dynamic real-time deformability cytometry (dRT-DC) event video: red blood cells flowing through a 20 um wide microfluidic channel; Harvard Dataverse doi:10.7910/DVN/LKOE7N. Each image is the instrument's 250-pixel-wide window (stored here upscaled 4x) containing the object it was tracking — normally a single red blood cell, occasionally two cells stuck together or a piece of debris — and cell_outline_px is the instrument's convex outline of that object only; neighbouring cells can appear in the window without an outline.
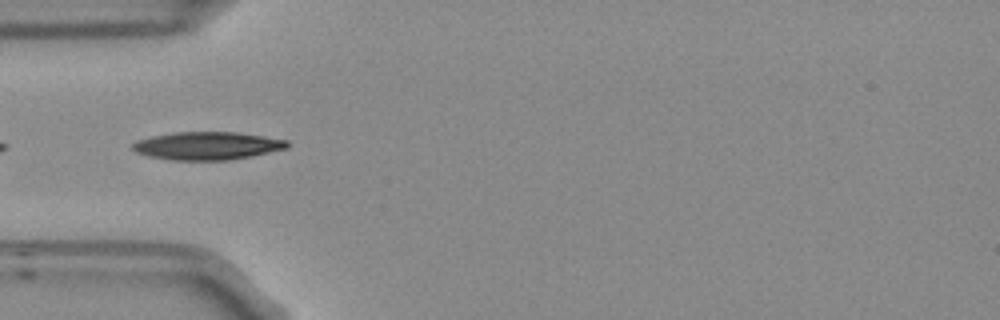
{"species": "Egyptian fruit bat (a non-hibernating species)", "species_latin": "Rousettus aegyptiacus", "temperature_condition": "room temperature", "stored_images_in_passage": 5, "camera_frame_rate_fps": 3000, "um_per_image_px": 0.085, "frame": {"image": 1, "passage_image": 2, "time_ms": 0.333, "image_size_px": [1000, 320], "cell_outline_px": [[288, 148], [228, 160], [172, 160], [148, 156], [136, 152], [132, 148], [132, 144], [136, 140], [152, 136], [176, 132], [236, 132], [264, 136], [288, 140]], "centroid_in_image_um": [17.59, 12.38], "position_along_channel_um": 67.4, "area_um2": 25.03}}